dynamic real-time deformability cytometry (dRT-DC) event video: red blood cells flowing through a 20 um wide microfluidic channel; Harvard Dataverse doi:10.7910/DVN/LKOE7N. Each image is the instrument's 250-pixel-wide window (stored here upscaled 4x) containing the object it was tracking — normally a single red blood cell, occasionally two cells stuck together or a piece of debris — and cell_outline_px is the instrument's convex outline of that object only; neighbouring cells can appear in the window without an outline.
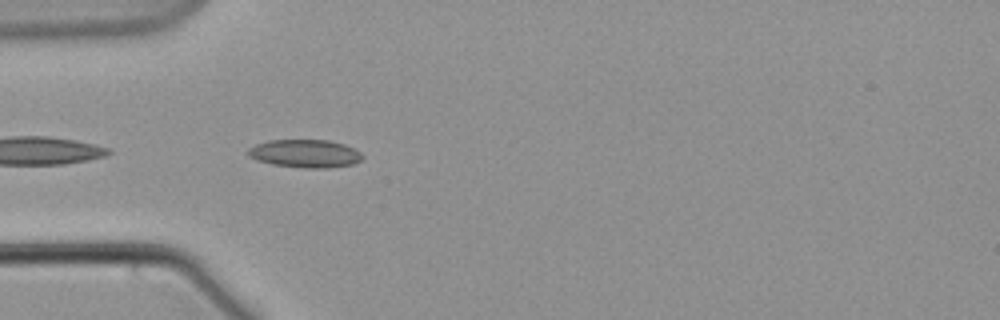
{"species": "common noctule bat (a hibernating species)", "species_latin": "Nyctalus noctula", "temperature_condition": "warm", "stored_images_in_passage": 7, "camera_frame_rate_fps": 3000, "um_per_image_px": 0.085, "animal": {"sex": "male", "body_mass_g": 21.5, "forearm_length_mm": 52.0}, "frame": {"image": 1, "passage_image": 2, "time_ms": 0.333, "image_size_px": [1000, 320], "cell_outline_px": [[364, 156], [360, 160], [352, 164], [328, 168], [304, 168], [272, 164], [256, 160], [248, 156], [248, 148], [256, 144], [268, 140], [328, 140], [344, 144], [360, 152]], "centroid_in_image_um": [25.91, 13.05], "position_along_channel_um": 59.1, "area_um2": 18.67}}